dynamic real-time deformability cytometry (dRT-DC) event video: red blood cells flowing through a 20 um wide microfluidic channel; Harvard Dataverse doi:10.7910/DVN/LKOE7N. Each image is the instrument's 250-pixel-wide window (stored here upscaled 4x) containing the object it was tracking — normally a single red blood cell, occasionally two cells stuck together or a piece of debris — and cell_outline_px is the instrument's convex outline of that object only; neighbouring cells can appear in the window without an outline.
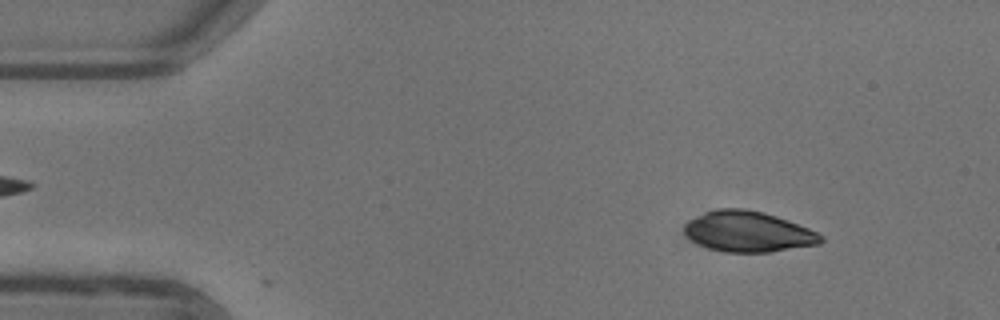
{"species": "common noctule bat (a hibernating species)", "species_latin": "Nyctalus noctula", "temperature_condition": "warm", "stored_images_in_passage": 35, "camera_frame_rate_fps": 3000, "um_per_image_px": 0.085, "animal": {"sex": "female"}, "frame": {"image": 1, "passage_image": 7, "time_ms": 2.0, "image_size_px": [1000, 320], "cell_outline_px": [[824, 240], [820, 244], [768, 252], [724, 252], [708, 248], [692, 240], [684, 232], [684, 224], [688, 220], [716, 208], [744, 208], [764, 212], [788, 220], [808, 228], [824, 236]], "centroid_in_image_um": [63.6, 19.68], "position_along_channel_um": 21.4, "area_um2": 32.25}}
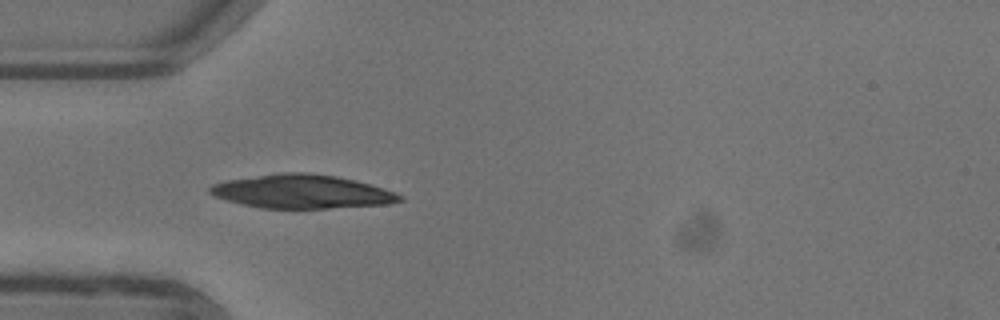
{"frame": {"image": 2, "passage_image": 16, "time_ms": 5.0, "image_size_px": [1000, 320], "cell_outline_px": [[404, 200], [388, 204], [328, 208], [260, 208], [240, 204], [216, 196], [208, 192], [208, 188], [212, 184], [228, 180], [284, 172], [308, 172], [336, 176], [356, 180], [396, 192], [404, 196]], "centroid_in_image_um": [25.7, 16.28], "position_along_channel_um": 59.3, "area_um2": 37.17}}
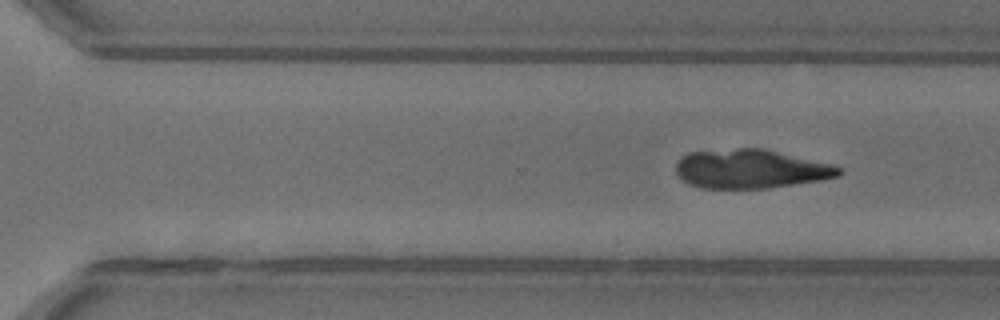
{"frame": {"image": 3, "passage_image": 35, "time_ms": 11.333, "image_size_px": [1000, 320], "cell_outline_px": [[844, 172], [840, 176], [820, 180], [768, 188], [700, 188], [688, 184], [676, 172], [676, 164], [680, 156], [688, 152], [740, 148], [760, 148], [828, 164], [840, 168]], "centroid_in_image_um": [63.74, 14.36], "position_along_channel_um": 306.9, "area_um2": 36.59}}